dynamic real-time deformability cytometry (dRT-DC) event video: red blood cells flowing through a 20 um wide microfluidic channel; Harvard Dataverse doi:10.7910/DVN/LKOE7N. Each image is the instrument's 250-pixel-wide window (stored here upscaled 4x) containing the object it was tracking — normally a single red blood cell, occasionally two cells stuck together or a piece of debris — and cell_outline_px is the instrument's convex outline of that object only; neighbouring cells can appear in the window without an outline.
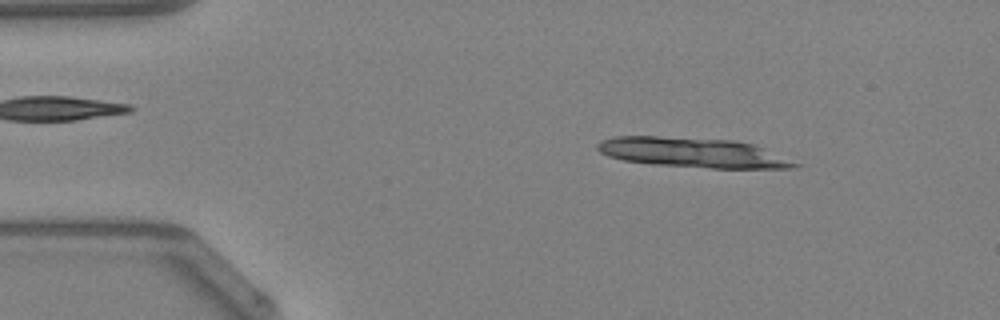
{"species": "Egyptian fruit bat (a non-hibernating species)", "species_latin": "Rousettus aegyptiacus", "temperature_condition": "warm", "stored_images_in_passage": 21, "segment_of_instrument_passage": [1, 2], "camera_frame_rate_fps": 3000, "um_per_image_px": 0.085, "animal": {"sex": "female"}, "frame": {"image": 1, "passage_image": 6, "time_ms": 1.667, "image_size_px": [1000, 320], "cell_outline_px": [[800, 164], [796, 168], [712, 168], [652, 164], [624, 160], [608, 156], [600, 152], [596, 148], [596, 144], [600, 140], [612, 136], [660, 136], [736, 140], [756, 144]], "centroid_in_image_um": [58.86, 12.95], "position_along_channel_um": 26.1, "area_um2": 34.51}}